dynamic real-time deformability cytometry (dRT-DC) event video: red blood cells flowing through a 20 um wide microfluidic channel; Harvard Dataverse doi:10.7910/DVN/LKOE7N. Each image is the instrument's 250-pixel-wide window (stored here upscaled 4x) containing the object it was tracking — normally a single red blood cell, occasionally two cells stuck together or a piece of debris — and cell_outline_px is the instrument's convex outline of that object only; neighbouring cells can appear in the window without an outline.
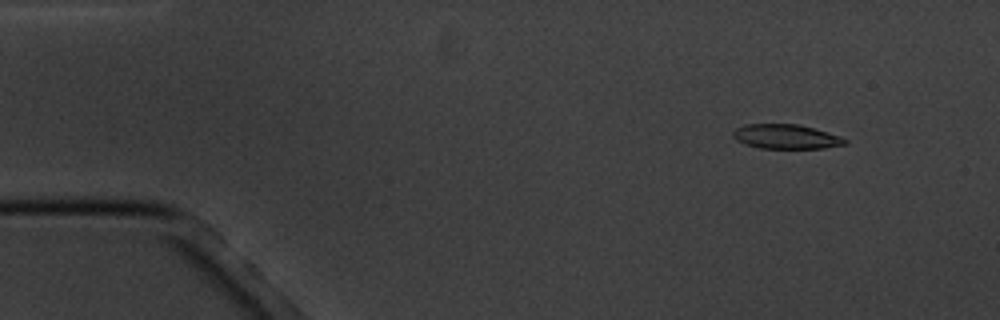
{"species": "common noctule bat (a hibernating species)", "species_latin": "Nyctalus noctula", "temperature_condition": "cold", "stored_images_in_passage": 6, "camera_frame_rate_fps": 3000, "um_per_image_px": 0.085, "animal": {"sex": "male", "body_mass_g": 20.1, "forearm_length_mm": 53.5}, "frame": {"image": 1, "passage_image": 2, "time_ms": 1.667, "image_size_px": [1000, 320], "cell_outline_px": [[848, 144], [824, 148], [760, 148], [744, 144], [736, 140], [732, 136], [732, 132], [736, 128], [744, 124], [800, 124], [840, 136], [848, 140]], "centroid_in_image_um": [66.8, 11.61], "position_along_channel_um": 18.2, "area_um2": 16.07}}
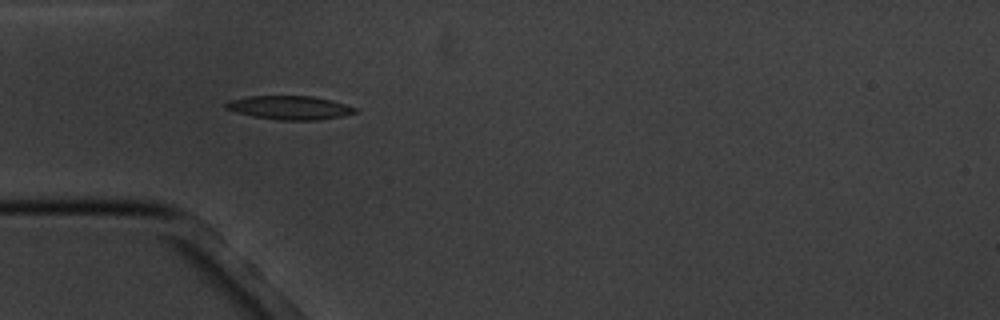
{"frame": {"image": 2, "passage_image": 5, "time_ms": 5.333, "image_size_px": [1000, 320], "cell_outline_px": [[360, 112], [344, 116], [316, 120], [280, 120], [252, 116], [236, 112], [224, 108], [224, 104], [228, 100], [248, 96], [312, 96], [332, 100], [356, 108]], "centroid_in_image_um": [24.62, 9.15], "position_along_channel_um": 60.4, "area_um2": 17.98}}
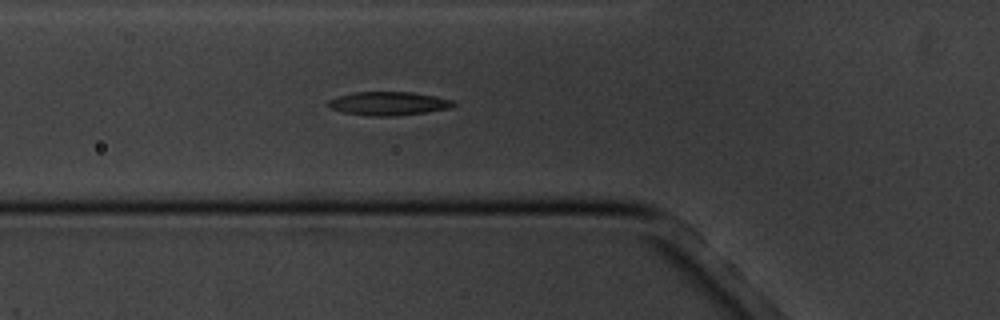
{"frame": {"image": 3, "passage_image": 6, "time_ms": 6.333, "image_size_px": [1000, 320], "cell_outline_px": [[456, 104], [452, 108], [396, 116], [368, 116], [344, 112], [332, 108], [324, 104], [328, 100], [336, 96], [352, 92], [412, 92], [436, 96], [452, 100]], "centroid_in_image_um": [32.99, 8.79], "position_along_channel_um": 92.8, "area_um2": 17.34}}